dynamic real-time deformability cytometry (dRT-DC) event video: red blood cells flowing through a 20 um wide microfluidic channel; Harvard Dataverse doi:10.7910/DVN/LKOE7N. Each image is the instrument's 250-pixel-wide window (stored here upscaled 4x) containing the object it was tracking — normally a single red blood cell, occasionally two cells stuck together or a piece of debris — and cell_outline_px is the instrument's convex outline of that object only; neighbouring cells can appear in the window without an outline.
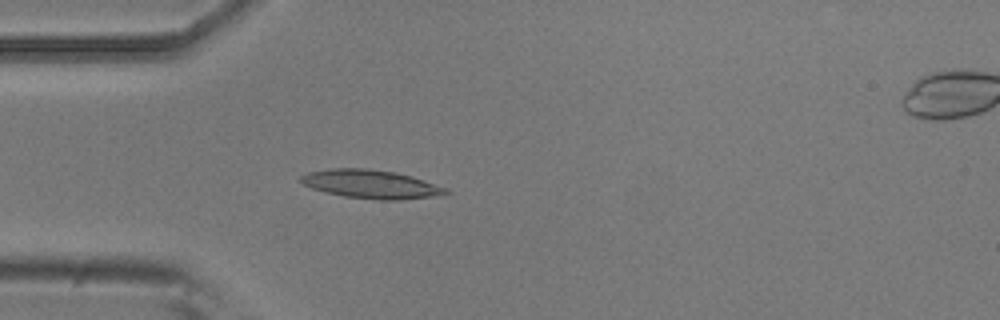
{"species": "common noctule bat (a hibernating species)", "species_latin": "Nyctalus noctula", "temperature_condition": "room temperature", "stored_images_in_passage": 5, "camera_frame_rate_fps": 3000, "um_per_image_px": 0.085, "animal": {"sex": "male", "body_mass_g": 20.5, "forearm_length_mm": 52.5}, "frame": {"image": 1, "passage_image": 4, "time_ms": 1.0, "image_size_px": [1000, 320], "cell_outline_px": [[452, 192], [432, 196], [400, 200], [380, 200], [344, 196], [324, 192], [312, 188], [304, 184], [300, 180], [300, 176], [308, 172], [332, 168], [364, 168], [396, 172], [412, 176], [448, 188]], "centroid_in_image_um": [31.54, 15.65], "position_along_channel_um": 53.5, "area_um2": 24.1}}